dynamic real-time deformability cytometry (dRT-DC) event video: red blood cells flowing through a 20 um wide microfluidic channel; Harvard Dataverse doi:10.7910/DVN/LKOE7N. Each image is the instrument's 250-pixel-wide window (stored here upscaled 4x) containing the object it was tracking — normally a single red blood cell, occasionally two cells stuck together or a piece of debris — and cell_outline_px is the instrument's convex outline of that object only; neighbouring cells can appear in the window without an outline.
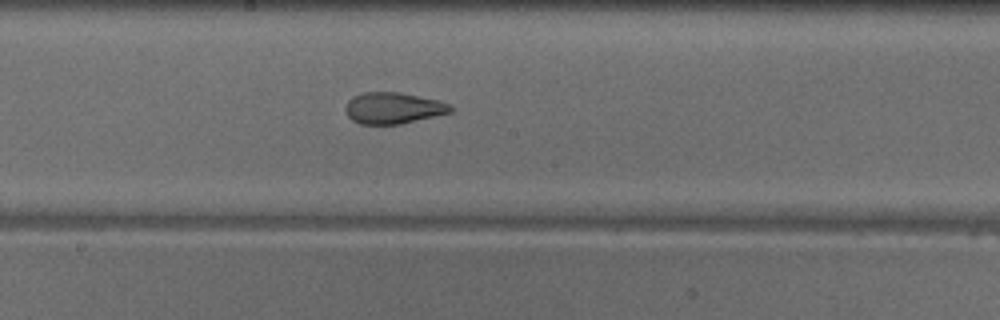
{"species": "common noctule bat (a hibernating species)", "species_latin": "Nyctalus noctula", "temperature_condition": "warm", "stored_images_in_passage": 31, "camera_frame_rate_fps": 3000, "um_per_image_px": 0.085, "animal": {"sex": "male", "body_mass_g": 18.8}, "frame": {"image": 1, "passage_image": 14, "time_ms": 4.333, "image_size_px": [1000, 320], "cell_outline_px": [[456, 108], [452, 112], [400, 124], [360, 124], [352, 120], [348, 116], [344, 108], [348, 100], [352, 96], [364, 92], [400, 92], [440, 100], [452, 104]], "centroid_in_image_um": [33.45, 9.17], "position_along_channel_um": 214.7, "area_um2": 19.48}}
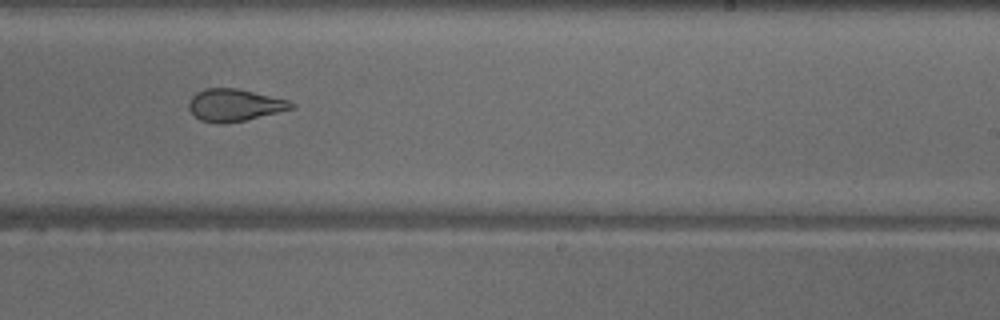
{"frame": {"image": 2, "passage_image": 18, "time_ms": 5.667, "image_size_px": [1000, 320], "cell_outline_px": [[296, 108], [244, 120], [216, 124], [200, 120], [188, 108], [188, 104], [192, 96], [196, 92], [204, 88], [236, 88], [288, 100], [296, 104]], "centroid_in_image_um": [19.93, 8.93], "position_along_channel_um": 269.1, "area_um2": 19.13}, "authors_computed_cell_mechanics": {"area_um2": 19.9988, "velocity_mm_per_s": 4.0833, "shape_relaxation_time_tau1_ms": 8.7576, "shape_relaxation_time_tau2_ms": 1.6893, "deformation_change_tau1": 0.2155, "deformation_change_tau2": 0.0845}}